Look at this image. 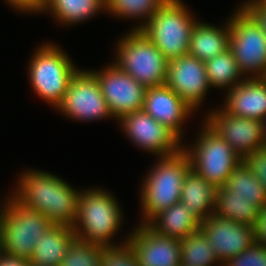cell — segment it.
Segmentation results:
<instances>
[{"label":"cell","instance_id":"32","mask_svg":"<svg viewBox=\"0 0 266 266\" xmlns=\"http://www.w3.org/2000/svg\"><path fill=\"white\" fill-rule=\"evenodd\" d=\"M243 161L266 189V148L262 147L249 153Z\"/></svg>","mask_w":266,"mask_h":266},{"label":"cell","instance_id":"11","mask_svg":"<svg viewBox=\"0 0 266 266\" xmlns=\"http://www.w3.org/2000/svg\"><path fill=\"white\" fill-rule=\"evenodd\" d=\"M98 80L101 92L114 120L143 110L146 87L122 71L113 62L100 70L88 69Z\"/></svg>","mask_w":266,"mask_h":266},{"label":"cell","instance_id":"36","mask_svg":"<svg viewBox=\"0 0 266 266\" xmlns=\"http://www.w3.org/2000/svg\"><path fill=\"white\" fill-rule=\"evenodd\" d=\"M0 266H31L29 260L3 255L0 258Z\"/></svg>","mask_w":266,"mask_h":266},{"label":"cell","instance_id":"38","mask_svg":"<svg viewBox=\"0 0 266 266\" xmlns=\"http://www.w3.org/2000/svg\"><path fill=\"white\" fill-rule=\"evenodd\" d=\"M262 122V135H263V147L266 148V116L261 119Z\"/></svg>","mask_w":266,"mask_h":266},{"label":"cell","instance_id":"15","mask_svg":"<svg viewBox=\"0 0 266 266\" xmlns=\"http://www.w3.org/2000/svg\"><path fill=\"white\" fill-rule=\"evenodd\" d=\"M133 227L126 243L133 250L138 266H181L180 241L161 236L147 224Z\"/></svg>","mask_w":266,"mask_h":266},{"label":"cell","instance_id":"30","mask_svg":"<svg viewBox=\"0 0 266 266\" xmlns=\"http://www.w3.org/2000/svg\"><path fill=\"white\" fill-rule=\"evenodd\" d=\"M222 266H266V247L254 242L245 251L223 262Z\"/></svg>","mask_w":266,"mask_h":266},{"label":"cell","instance_id":"4","mask_svg":"<svg viewBox=\"0 0 266 266\" xmlns=\"http://www.w3.org/2000/svg\"><path fill=\"white\" fill-rule=\"evenodd\" d=\"M28 77L33 92L54 109L61 103L76 72L75 62L61 46L53 42L35 48L29 60Z\"/></svg>","mask_w":266,"mask_h":266},{"label":"cell","instance_id":"31","mask_svg":"<svg viewBox=\"0 0 266 266\" xmlns=\"http://www.w3.org/2000/svg\"><path fill=\"white\" fill-rule=\"evenodd\" d=\"M101 266H138L136 256L126 243L116 247H106L103 252Z\"/></svg>","mask_w":266,"mask_h":266},{"label":"cell","instance_id":"20","mask_svg":"<svg viewBox=\"0 0 266 266\" xmlns=\"http://www.w3.org/2000/svg\"><path fill=\"white\" fill-rule=\"evenodd\" d=\"M202 221L180 201L156 214L147 225L161 236L183 239L200 230Z\"/></svg>","mask_w":266,"mask_h":266},{"label":"cell","instance_id":"19","mask_svg":"<svg viewBox=\"0 0 266 266\" xmlns=\"http://www.w3.org/2000/svg\"><path fill=\"white\" fill-rule=\"evenodd\" d=\"M230 26L227 19L224 25L197 21L189 40L188 54L206 62L229 48Z\"/></svg>","mask_w":266,"mask_h":266},{"label":"cell","instance_id":"34","mask_svg":"<svg viewBox=\"0 0 266 266\" xmlns=\"http://www.w3.org/2000/svg\"><path fill=\"white\" fill-rule=\"evenodd\" d=\"M255 242L266 247V206L259 213L258 218L253 225Z\"/></svg>","mask_w":266,"mask_h":266},{"label":"cell","instance_id":"24","mask_svg":"<svg viewBox=\"0 0 266 266\" xmlns=\"http://www.w3.org/2000/svg\"><path fill=\"white\" fill-rule=\"evenodd\" d=\"M222 188L232 198L247 199L260 209L266 206V189L244 161L232 171Z\"/></svg>","mask_w":266,"mask_h":266},{"label":"cell","instance_id":"27","mask_svg":"<svg viewBox=\"0 0 266 266\" xmlns=\"http://www.w3.org/2000/svg\"><path fill=\"white\" fill-rule=\"evenodd\" d=\"M260 210L258 206L249 203L247 199L230 197L222 187L216 189L214 215L218 217L253 226Z\"/></svg>","mask_w":266,"mask_h":266},{"label":"cell","instance_id":"35","mask_svg":"<svg viewBox=\"0 0 266 266\" xmlns=\"http://www.w3.org/2000/svg\"><path fill=\"white\" fill-rule=\"evenodd\" d=\"M261 26L266 35V8L264 7H243Z\"/></svg>","mask_w":266,"mask_h":266},{"label":"cell","instance_id":"21","mask_svg":"<svg viewBox=\"0 0 266 266\" xmlns=\"http://www.w3.org/2000/svg\"><path fill=\"white\" fill-rule=\"evenodd\" d=\"M75 239L71 226L53 224L36 243L29 260L31 266H59Z\"/></svg>","mask_w":266,"mask_h":266},{"label":"cell","instance_id":"12","mask_svg":"<svg viewBox=\"0 0 266 266\" xmlns=\"http://www.w3.org/2000/svg\"><path fill=\"white\" fill-rule=\"evenodd\" d=\"M117 122L130 142L156 157L173 155L183 147L184 141L144 110L128 114Z\"/></svg>","mask_w":266,"mask_h":266},{"label":"cell","instance_id":"7","mask_svg":"<svg viewBox=\"0 0 266 266\" xmlns=\"http://www.w3.org/2000/svg\"><path fill=\"white\" fill-rule=\"evenodd\" d=\"M120 37L113 63L146 88L164 85L168 60L162 52L140 30Z\"/></svg>","mask_w":266,"mask_h":266},{"label":"cell","instance_id":"29","mask_svg":"<svg viewBox=\"0 0 266 266\" xmlns=\"http://www.w3.org/2000/svg\"><path fill=\"white\" fill-rule=\"evenodd\" d=\"M106 247L95 243H85L75 239L59 266H101V260Z\"/></svg>","mask_w":266,"mask_h":266},{"label":"cell","instance_id":"22","mask_svg":"<svg viewBox=\"0 0 266 266\" xmlns=\"http://www.w3.org/2000/svg\"><path fill=\"white\" fill-rule=\"evenodd\" d=\"M105 12V0H44L41 14H50L56 24L74 26Z\"/></svg>","mask_w":266,"mask_h":266},{"label":"cell","instance_id":"23","mask_svg":"<svg viewBox=\"0 0 266 266\" xmlns=\"http://www.w3.org/2000/svg\"><path fill=\"white\" fill-rule=\"evenodd\" d=\"M216 189L190 169L183 180L180 202L203 221L214 214Z\"/></svg>","mask_w":266,"mask_h":266},{"label":"cell","instance_id":"6","mask_svg":"<svg viewBox=\"0 0 266 266\" xmlns=\"http://www.w3.org/2000/svg\"><path fill=\"white\" fill-rule=\"evenodd\" d=\"M183 0H167L140 31L170 61L188 54L192 29L198 21Z\"/></svg>","mask_w":266,"mask_h":266},{"label":"cell","instance_id":"13","mask_svg":"<svg viewBox=\"0 0 266 266\" xmlns=\"http://www.w3.org/2000/svg\"><path fill=\"white\" fill-rule=\"evenodd\" d=\"M203 115L215 132L228 142L231 148L244 159L249 153L263 147L262 122L256 119L232 116L221 107L211 108ZM207 113V114H206Z\"/></svg>","mask_w":266,"mask_h":266},{"label":"cell","instance_id":"14","mask_svg":"<svg viewBox=\"0 0 266 266\" xmlns=\"http://www.w3.org/2000/svg\"><path fill=\"white\" fill-rule=\"evenodd\" d=\"M165 85L194 111L202 107L211 89L205 62L189 54L168 61Z\"/></svg>","mask_w":266,"mask_h":266},{"label":"cell","instance_id":"17","mask_svg":"<svg viewBox=\"0 0 266 266\" xmlns=\"http://www.w3.org/2000/svg\"><path fill=\"white\" fill-rule=\"evenodd\" d=\"M143 110L173 131L182 141L185 120L196 113L183 99L165 84L146 89Z\"/></svg>","mask_w":266,"mask_h":266},{"label":"cell","instance_id":"5","mask_svg":"<svg viewBox=\"0 0 266 266\" xmlns=\"http://www.w3.org/2000/svg\"><path fill=\"white\" fill-rule=\"evenodd\" d=\"M8 194L0 203L4 255L30 260L36 243L53 223L39 211L21 204L10 192Z\"/></svg>","mask_w":266,"mask_h":266},{"label":"cell","instance_id":"25","mask_svg":"<svg viewBox=\"0 0 266 266\" xmlns=\"http://www.w3.org/2000/svg\"><path fill=\"white\" fill-rule=\"evenodd\" d=\"M207 79L212 89L227 91L239 85L245 77L240 73L233 52L228 48L223 53L205 62Z\"/></svg>","mask_w":266,"mask_h":266},{"label":"cell","instance_id":"2","mask_svg":"<svg viewBox=\"0 0 266 266\" xmlns=\"http://www.w3.org/2000/svg\"><path fill=\"white\" fill-rule=\"evenodd\" d=\"M123 214L120 203L109 190L101 187L81 190L78 196L76 221L72 226L76 239L105 247L126 244L129 233L124 236L122 242H113L114 236L117 233L119 235L124 224Z\"/></svg>","mask_w":266,"mask_h":266},{"label":"cell","instance_id":"33","mask_svg":"<svg viewBox=\"0 0 266 266\" xmlns=\"http://www.w3.org/2000/svg\"><path fill=\"white\" fill-rule=\"evenodd\" d=\"M10 8L19 13L26 14H41L42 6L44 4V0H4Z\"/></svg>","mask_w":266,"mask_h":266},{"label":"cell","instance_id":"9","mask_svg":"<svg viewBox=\"0 0 266 266\" xmlns=\"http://www.w3.org/2000/svg\"><path fill=\"white\" fill-rule=\"evenodd\" d=\"M228 18L229 48L245 78L266 77V35L256 20L241 6Z\"/></svg>","mask_w":266,"mask_h":266},{"label":"cell","instance_id":"26","mask_svg":"<svg viewBox=\"0 0 266 266\" xmlns=\"http://www.w3.org/2000/svg\"><path fill=\"white\" fill-rule=\"evenodd\" d=\"M167 0H105V14L137 22L131 30H140Z\"/></svg>","mask_w":266,"mask_h":266},{"label":"cell","instance_id":"37","mask_svg":"<svg viewBox=\"0 0 266 266\" xmlns=\"http://www.w3.org/2000/svg\"><path fill=\"white\" fill-rule=\"evenodd\" d=\"M242 7H264L266 8V0H244L239 3Z\"/></svg>","mask_w":266,"mask_h":266},{"label":"cell","instance_id":"3","mask_svg":"<svg viewBox=\"0 0 266 266\" xmlns=\"http://www.w3.org/2000/svg\"><path fill=\"white\" fill-rule=\"evenodd\" d=\"M152 168L145 173L140 188V224H147L160 211L181 200L183 180L191 169L187 153L181 149L170 156L155 157Z\"/></svg>","mask_w":266,"mask_h":266},{"label":"cell","instance_id":"10","mask_svg":"<svg viewBox=\"0 0 266 266\" xmlns=\"http://www.w3.org/2000/svg\"><path fill=\"white\" fill-rule=\"evenodd\" d=\"M74 121L113 119L97 78L87 69H79L69 82L61 103L55 109Z\"/></svg>","mask_w":266,"mask_h":266},{"label":"cell","instance_id":"16","mask_svg":"<svg viewBox=\"0 0 266 266\" xmlns=\"http://www.w3.org/2000/svg\"><path fill=\"white\" fill-rule=\"evenodd\" d=\"M200 230L221 263L245 251L255 242L253 226L214 214L200 223Z\"/></svg>","mask_w":266,"mask_h":266},{"label":"cell","instance_id":"1","mask_svg":"<svg viewBox=\"0 0 266 266\" xmlns=\"http://www.w3.org/2000/svg\"><path fill=\"white\" fill-rule=\"evenodd\" d=\"M17 179L10 193L21 204L39 211L53 224L73 226L81 190L55 174L33 168H26Z\"/></svg>","mask_w":266,"mask_h":266},{"label":"cell","instance_id":"28","mask_svg":"<svg viewBox=\"0 0 266 266\" xmlns=\"http://www.w3.org/2000/svg\"><path fill=\"white\" fill-rule=\"evenodd\" d=\"M179 241L181 266H222L221 261L201 230Z\"/></svg>","mask_w":266,"mask_h":266},{"label":"cell","instance_id":"8","mask_svg":"<svg viewBox=\"0 0 266 266\" xmlns=\"http://www.w3.org/2000/svg\"><path fill=\"white\" fill-rule=\"evenodd\" d=\"M192 145L182 149L190 159L191 169L216 188L223 187L243 159L203 119Z\"/></svg>","mask_w":266,"mask_h":266},{"label":"cell","instance_id":"39","mask_svg":"<svg viewBox=\"0 0 266 266\" xmlns=\"http://www.w3.org/2000/svg\"><path fill=\"white\" fill-rule=\"evenodd\" d=\"M4 255L3 251V237H2V231L0 227V258Z\"/></svg>","mask_w":266,"mask_h":266},{"label":"cell","instance_id":"18","mask_svg":"<svg viewBox=\"0 0 266 266\" xmlns=\"http://www.w3.org/2000/svg\"><path fill=\"white\" fill-rule=\"evenodd\" d=\"M226 113L261 121L266 116V78H245L224 95Z\"/></svg>","mask_w":266,"mask_h":266}]
</instances>
